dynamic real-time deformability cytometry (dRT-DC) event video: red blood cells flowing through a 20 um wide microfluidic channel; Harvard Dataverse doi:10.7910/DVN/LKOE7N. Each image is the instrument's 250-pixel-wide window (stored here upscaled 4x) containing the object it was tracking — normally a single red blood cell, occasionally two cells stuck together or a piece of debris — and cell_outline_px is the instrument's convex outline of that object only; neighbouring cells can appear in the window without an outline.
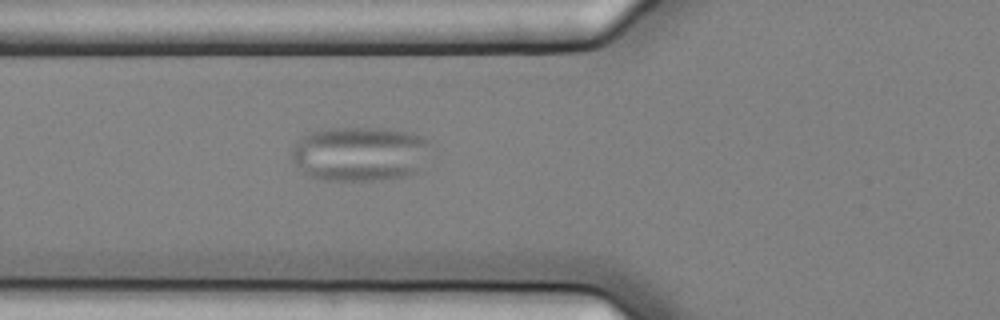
{"species": "common noctule bat (a hibernating species)", "species_latin": "Nyctalus noctula", "temperature_condition": "cold", "stored_images_in_passage": 2, "camera_frame_rate_fps": 3000, "um_per_image_px": 0.085, "animal": {"sex": "female", "body_mass_g": 25.1}, "frame": {"image": 1, "passage_image": 2, "time_ms": 0.333, "image_size_px": [1000, 320], "cell_outline_px": [[428, 148], [416, 172], [404, 176], [372, 180], [320, 180], [296, 168], [292, 160], [292, 148], [300, 136], [308, 132], [324, 128], [384, 128], [412, 132], [424, 136], [428, 140]], "centroid_in_image_um": [30.51, 13.04], "position_along_channel_um": 95.3, "area_um2": 44.27}}